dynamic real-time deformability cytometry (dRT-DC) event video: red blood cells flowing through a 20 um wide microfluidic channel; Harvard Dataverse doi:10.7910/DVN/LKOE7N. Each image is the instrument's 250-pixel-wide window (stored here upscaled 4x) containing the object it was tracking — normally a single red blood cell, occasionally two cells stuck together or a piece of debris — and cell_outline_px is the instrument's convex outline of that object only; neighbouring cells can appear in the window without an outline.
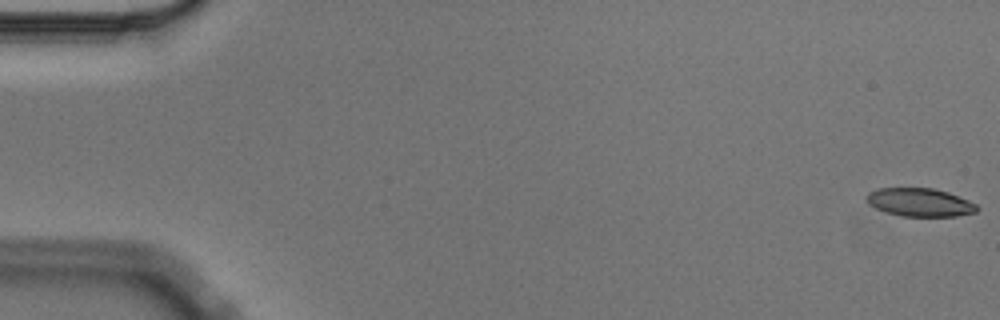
{"species": "Egyptian fruit bat (a non-hibernating species)", "species_latin": "Rousettus aegyptiacus", "temperature_condition": "cold", "stored_images_in_passage": 5, "camera_frame_rate_fps": 3000, "um_per_image_px": 0.085, "animal": {"sex": "male"}, "frame": {"image": 1, "passage_image": 1, "time_ms": 0.0, "image_size_px": [1000, 320], "cell_outline_px": [[980, 208], [976, 212], [956, 216], [900, 216], [876, 208], [868, 204], [864, 196], [868, 192], [876, 188], [932, 188], [948, 192], [968, 200], [976, 204]], "centroid_in_image_um": [78.16, 17.19], "position_along_channel_um": 6.8, "area_um2": 18.26}}
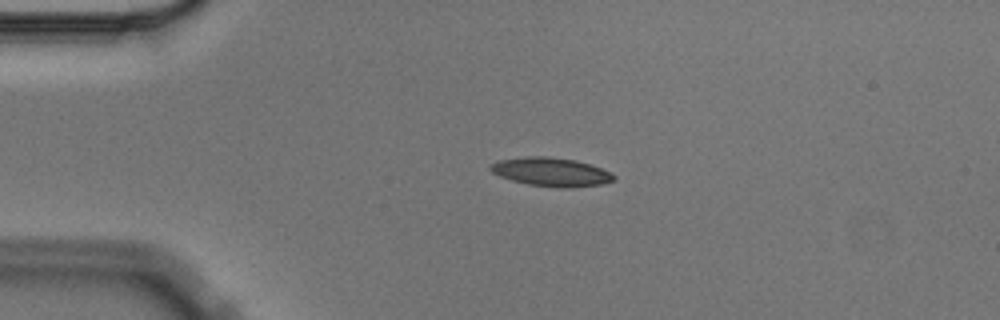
{"frame": {"image": 2, "passage_image": 4, "time_ms": 1.0, "image_size_px": [1000, 320], "cell_outline_px": [[616, 180], [600, 184], [572, 188], [560, 188], [528, 184], [512, 180], [500, 176], [492, 172], [488, 168], [492, 164], [500, 160], [524, 156], [548, 156], [576, 160], [600, 168], [616, 176]], "centroid_in_image_um": [46.84, 14.61], "position_along_channel_um": 38.2, "area_um2": 20.52}}